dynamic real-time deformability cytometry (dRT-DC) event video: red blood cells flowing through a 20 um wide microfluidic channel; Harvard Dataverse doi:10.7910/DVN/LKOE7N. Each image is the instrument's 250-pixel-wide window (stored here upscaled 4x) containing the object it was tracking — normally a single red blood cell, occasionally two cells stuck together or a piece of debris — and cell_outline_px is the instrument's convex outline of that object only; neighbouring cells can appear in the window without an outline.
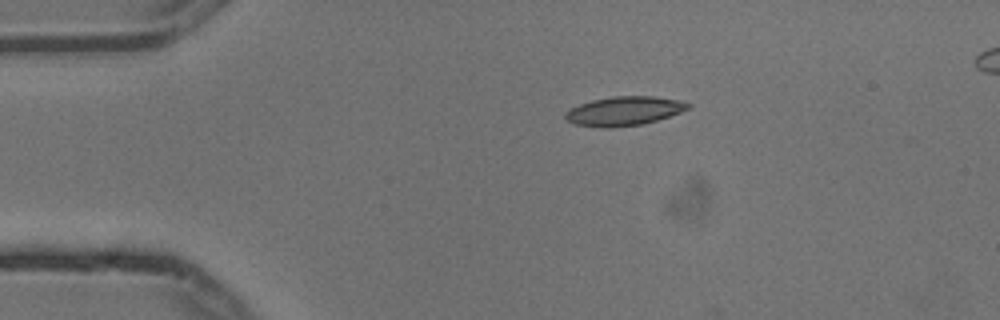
{"species": "common noctule bat (a hibernating species)", "species_latin": "Nyctalus noctula", "temperature_condition": "cold", "stored_images_in_passage": 3, "camera_frame_rate_fps": 3000, "um_per_image_px": 0.085, "animal": {"sex": "male", "body_mass_g": 13.3}, "frame": {"image": 1, "passage_image": 1, "time_ms": 0.0, "image_size_px": [1000, 320], "cell_outline_px": [[692, 108], [656, 120], [640, 124], [608, 128], [600, 128], [576, 124], [568, 120], [564, 116], [564, 112], [580, 104], [592, 100], [612, 96], [652, 96], [676, 100], [692, 104]], "centroid_in_image_um": [53.04, 9.43], "position_along_channel_um": 32.0, "area_um2": 20.58}}